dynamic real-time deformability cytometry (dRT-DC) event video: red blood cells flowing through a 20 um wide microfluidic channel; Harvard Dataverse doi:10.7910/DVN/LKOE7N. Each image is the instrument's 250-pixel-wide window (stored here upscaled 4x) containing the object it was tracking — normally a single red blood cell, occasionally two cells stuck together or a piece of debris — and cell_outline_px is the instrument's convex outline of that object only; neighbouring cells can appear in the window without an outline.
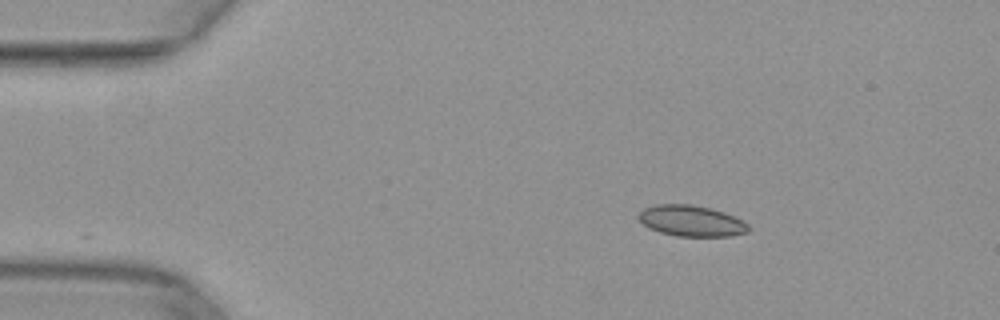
{"species": "common noctule bat (a hibernating species)", "species_latin": "Nyctalus noctula", "temperature_condition": "warm", "stored_images_in_passage": 8, "camera_frame_rate_fps": 3000, "um_per_image_px": 0.085, "animal": {"sex": "female", "body_mass_g": 29.2, "forearm_length_mm": 56.3}, "frame": {"image": 1, "passage_image": 1, "time_ms": 0.0, "image_size_px": [1000, 320], "cell_outline_px": [[752, 228], [748, 232], [732, 236], [676, 236], [660, 232], [648, 228], [636, 216], [644, 208], [656, 204], [692, 204], [712, 208], [724, 212], [748, 224]], "centroid_in_image_um": [58.76, 18.77], "position_along_channel_um": 26.2, "area_um2": 19.94}}